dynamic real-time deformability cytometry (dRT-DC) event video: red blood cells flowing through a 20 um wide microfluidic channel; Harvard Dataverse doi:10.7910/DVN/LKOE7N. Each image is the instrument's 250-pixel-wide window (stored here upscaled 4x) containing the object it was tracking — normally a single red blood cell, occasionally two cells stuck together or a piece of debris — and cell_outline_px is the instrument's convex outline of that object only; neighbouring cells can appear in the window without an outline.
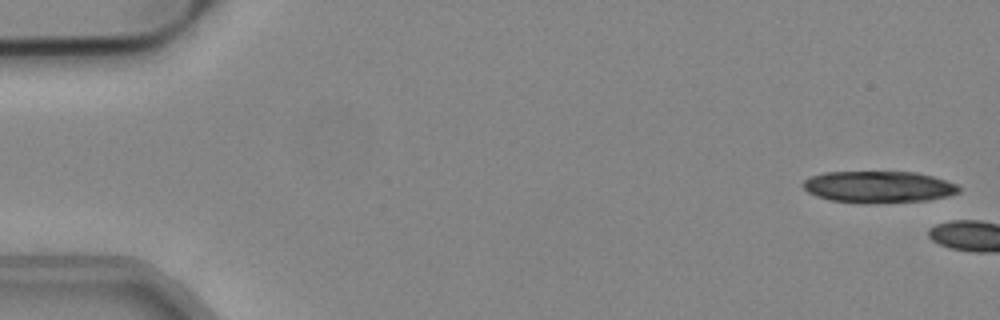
{"species": "common noctule bat (a hibernating species)", "species_latin": "Nyctalus noctula", "temperature_condition": "cold", "stored_images_in_passage": 5, "camera_frame_rate_fps": 3000, "um_per_image_px": 0.085, "animal": {"sex": "male", "body_mass_g": 19.2, "forearm_length_mm": 51.8}, "frame": {"image": 1, "passage_image": 2, "time_ms": 0.333, "image_size_px": [1000, 320], "cell_outline_px": [[960, 192], [948, 196], [928, 200], [832, 200], [816, 196], [808, 192], [804, 188], [804, 180], [812, 176], [824, 172], [916, 172], [932, 176], [956, 184], [960, 188]], "centroid_in_image_um": [74.7, 15.83], "position_along_channel_um": 10.3, "area_um2": 27.34}}